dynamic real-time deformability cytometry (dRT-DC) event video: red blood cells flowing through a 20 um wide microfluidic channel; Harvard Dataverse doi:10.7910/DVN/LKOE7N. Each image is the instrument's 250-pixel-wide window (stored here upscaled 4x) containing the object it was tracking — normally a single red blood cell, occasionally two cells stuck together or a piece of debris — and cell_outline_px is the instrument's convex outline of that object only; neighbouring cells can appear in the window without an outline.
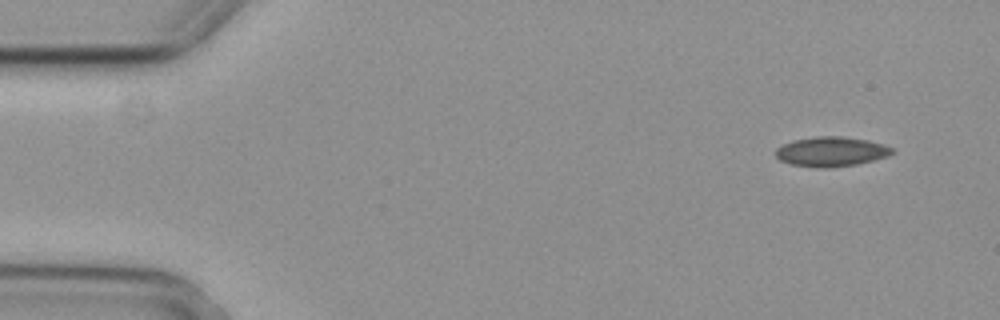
{"species": "common noctule bat (a hibernating species)", "species_latin": "Nyctalus noctula", "temperature_condition": "cold", "stored_images_in_passage": 3, "camera_frame_rate_fps": 3000, "um_per_image_px": 0.085, "animal": {"sex": "female", "body_mass_g": 29.2, "forearm_length_mm": 56.3}, "frame": {"image": 1, "passage_image": 1, "time_ms": 0.0, "image_size_px": [1000, 320], "cell_outline_px": [[896, 152], [888, 156], [856, 164], [828, 168], [824, 168], [792, 164], [780, 160], [776, 156], [776, 148], [792, 140], [816, 136], [840, 136], [868, 140], [884, 144], [896, 148]], "centroid_in_image_um": [70.7, 12.87], "position_along_channel_um": 14.3, "area_um2": 20.17}}
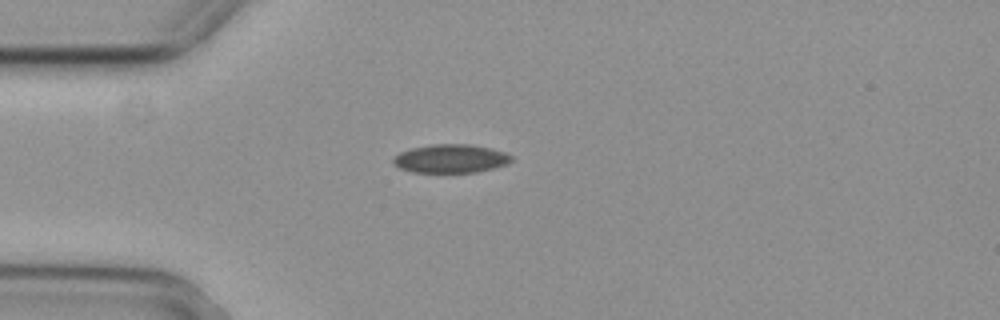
{"frame": {"image": 2, "passage_image": 3, "time_ms": 0.667, "image_size_px": [1000, 320], "cell_outline_px": [[512, 160], [508, 164], [496, 168], [476, 172], [412, 172], [400, 168], [392, 164], [392, 160], [400, 152], [412, 148], [432, 144], [468, 144], [492, 148], [504, 152], [512, 156]], "centroid_in_image_um": [38.33, 13.48], "position_along_channel_um": 46.7, "area_um2": 19.71}}